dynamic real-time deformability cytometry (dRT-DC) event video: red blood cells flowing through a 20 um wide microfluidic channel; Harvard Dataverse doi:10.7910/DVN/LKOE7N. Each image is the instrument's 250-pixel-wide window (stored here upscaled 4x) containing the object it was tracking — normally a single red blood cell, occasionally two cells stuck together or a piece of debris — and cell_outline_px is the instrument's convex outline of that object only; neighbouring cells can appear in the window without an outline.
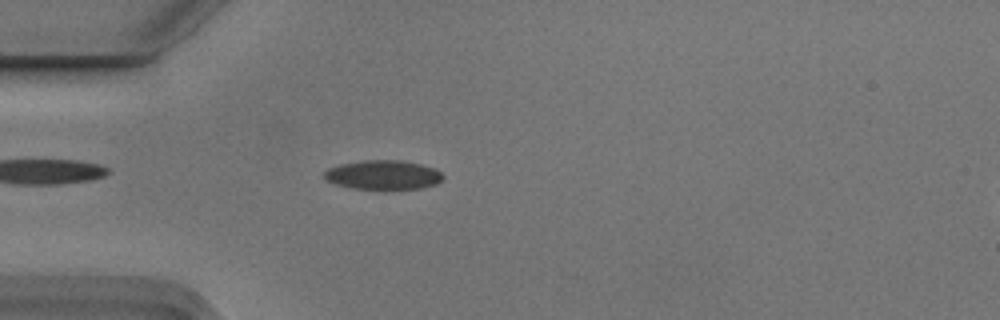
{"species": "Egyptian fruit bat (a non-hibernating species)", "species_latin": "Rousettus aegyptiacus", "temperature_condition": "cold", "stored_images_in_passage": 4, "camera_frame_rate_fps": 3000, "um_per_image_px": 0.085, "animal": {"sex": "male"}, "frame": {"image": 1, "passage_image": 4, "time_ms": 1.0, "image_size_px": [1000, 320], "cell_outline_px": [[444, 176], [436, 184], [420, 188], [352, 188], [336, 184], [328, 180], [324, 176], [324, 172], [328, 168], [340, 164], [364, 160], [400, 160], [420, 164], [436, 168]], "centroid_in_image_um": [32.57, 14.84], "position_along_channel_um": 52.4, "area_um2": 19.88}}